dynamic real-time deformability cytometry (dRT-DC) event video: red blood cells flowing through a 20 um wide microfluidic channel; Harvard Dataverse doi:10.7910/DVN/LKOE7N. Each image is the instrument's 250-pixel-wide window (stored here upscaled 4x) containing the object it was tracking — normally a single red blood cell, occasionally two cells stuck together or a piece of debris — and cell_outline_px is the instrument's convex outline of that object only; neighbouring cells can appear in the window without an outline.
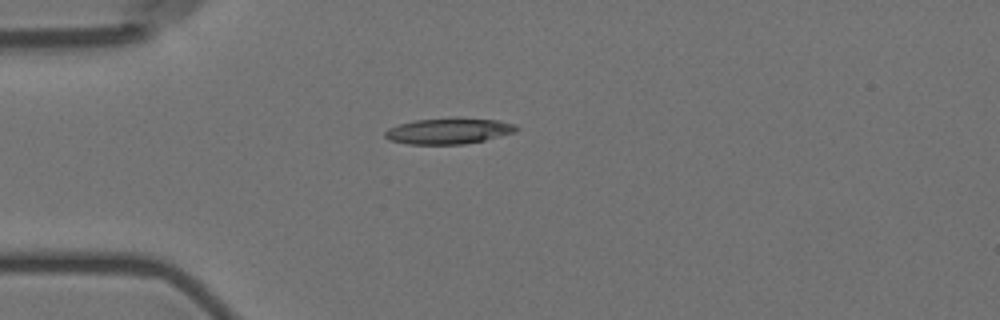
{"species": "Egyptian fruit bat (a non-hibernating species)", "species_latin": "Rousettus aegyptiacus", "temperature_condition": "room temperature", "stored_images_in_passage": 3, "camera_frame_rate_fps": 3000, "um_per_image_px": 0.085, "animal": {"sex": "female"}, "frame": {"image": 1, "passage_image": 2, "time_ms": 1.333, "image_size_px": [1000, 320], "cell_outline_px": [[520, 128], [516, 132], [484, 140], [464, 144], [408, 144], [388, 140], [384, 136], [384, 132], [388, 128], [400, 124], [416, 120], [456, 116], [500, 120], [516, 124]], "centroid_in_image_um": [38.18, 11.11], "position_along_channel_um": 46.8, "area_um2": 20.35}}